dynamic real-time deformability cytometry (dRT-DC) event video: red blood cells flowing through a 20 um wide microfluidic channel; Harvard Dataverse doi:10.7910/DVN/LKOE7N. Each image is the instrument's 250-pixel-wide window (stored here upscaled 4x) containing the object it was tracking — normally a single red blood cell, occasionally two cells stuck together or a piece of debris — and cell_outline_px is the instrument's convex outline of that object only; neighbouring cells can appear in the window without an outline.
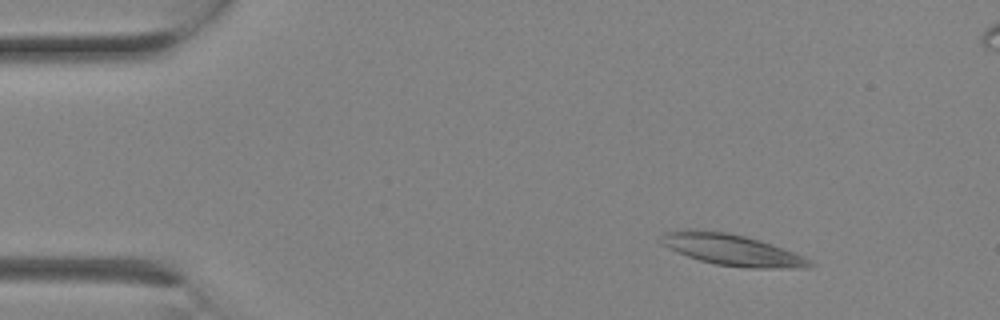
{"species": "Egyptian fruit bat (a non-hibernating species)", "species_latin": "Rousettus aegyptiacus", "temperature_condition": "room temperature", "stored_images_in_passage": 2, "segment_of_instrument_passage": [2, 2], "camera_frame_rate_fps": 3000, "um_per_image_px": 0.085, "animal": {"sex": "female"}, "frame": {"image": 1, "passage_image": 2, "time_ms": 0.333, "image_size_px": [1000, 320], "cell_outline_px": [[816, 264], [808, 268], [752, 268], [716, 264], [700, 260], [688, 256], [668, 248], [664, 244], [664, 232], [688, 228], [696, 228], [728, 232], [760, 240], [804, 256]], "centroid_in_image_um": [62.25, 21.22], "position_along_channel_um": 22.7, "area_um2": 26.99}}